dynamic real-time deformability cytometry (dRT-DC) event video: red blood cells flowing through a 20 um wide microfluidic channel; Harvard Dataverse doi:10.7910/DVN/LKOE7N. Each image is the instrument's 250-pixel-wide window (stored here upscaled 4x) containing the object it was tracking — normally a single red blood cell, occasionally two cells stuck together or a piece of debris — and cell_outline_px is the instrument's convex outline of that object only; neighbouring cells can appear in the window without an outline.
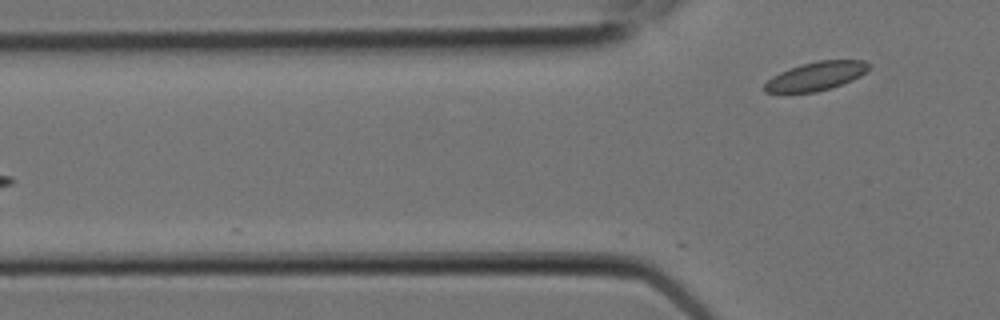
{"species": "Egyptian fruit bat (a non-hibernating species)", "species_latin": "Rousettus aegyptiacus", "temperature_condition": "room temperature", "stored_images_in_passage": 7, "segment_of_instrument_passage": [2, 2], "camera_frame_rate_fps": 3000, "um_per_image_px": 0.085, "animal": {"sex": "female"}, "frame": {"image": 1, "passage_image": 7, "time_ms": 2.0, "image_size_px": [1000, 320], "cell_outline_px": [[872, 64], [860, 76], [852, 80], [816, 92], [764, 92], [764, 84], [772, 76], [780, 72], [804, 64], [820, 60], [864, 60]], "centroid_in_image_um": [69.38, 6.46], "position_along_channel_um": 56.4, "area_um2": 16.99}}